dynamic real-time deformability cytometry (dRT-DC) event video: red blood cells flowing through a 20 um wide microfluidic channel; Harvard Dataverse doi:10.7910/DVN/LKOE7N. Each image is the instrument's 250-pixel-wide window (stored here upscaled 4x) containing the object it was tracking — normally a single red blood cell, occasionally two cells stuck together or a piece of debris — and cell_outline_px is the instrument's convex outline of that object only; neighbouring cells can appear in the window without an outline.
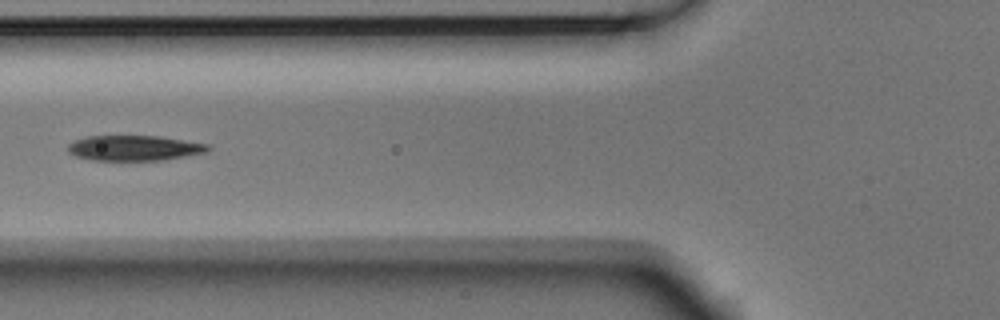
{"species": "Egyptian fruit bat (a non-hibernating species)", "species_latin": "Rousettus aegyptiacus", "temperature_condition": "room temperature", "stored_images_in_passage": 5, "camera_frame_rate_fps": 3000, "um_per_image_px": 0.085, "animal": {"sex": "male"}, "frame": {"image": 1, "passage_image": 5, "time_ms": 1.333, "image_size_px": [1000, 320], "cell_outline_px": [[212, 148], [208, 152], [160, 160], [92, 160], [76, 156], [68, 152], [68, 144], [76, 140], [88, 136], [160, 136], [208, 144]], "centroid_in_image_um": [11.43, 12.58], "position_along_channel_um": 114.4, "area_um2": 20.52}}